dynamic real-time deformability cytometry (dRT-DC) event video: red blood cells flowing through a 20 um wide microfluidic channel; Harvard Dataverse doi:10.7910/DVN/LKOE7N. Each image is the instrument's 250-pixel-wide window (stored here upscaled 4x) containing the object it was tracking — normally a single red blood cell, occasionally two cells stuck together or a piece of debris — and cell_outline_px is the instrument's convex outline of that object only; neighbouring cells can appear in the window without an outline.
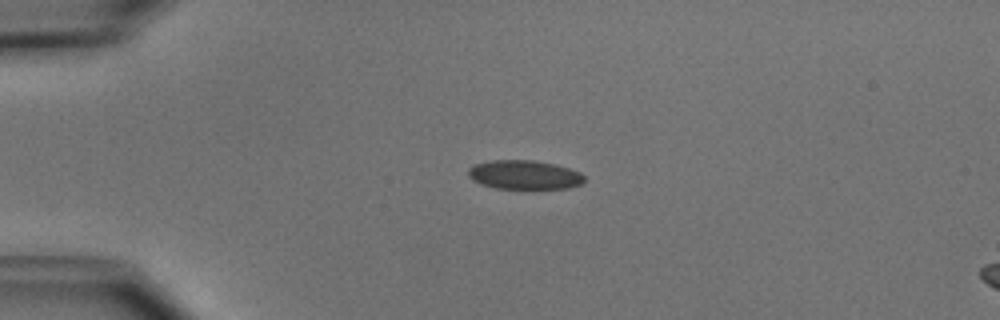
{"species": "common noctule bat (a hibernating species)", "species_latin": "Nyctalus noctula", "temperature_condition": "cold", "stored_images_in_passage": 3, "camera_frame_rate_fps": 3000, "um_per_image_px": 0.085, "animal": {"sex": "male", "body_mass_g": 15.6}, "frame": {"image": 1, "passage_image": 2, "time_ms": 1.333, "image_size_px": [1000, 320], "cell_outline_px": [[584, 180], [580, 184], [568, 188], [496, 188], [480, 184], [472, 180], [468, 176], [468, 168], [472, 164], [492, 160], [532, 160], [556, 164], [580, 172], [584, 176]], "centroid_in_image_um": [44.52, 14.85], "position_along_channel_um": 40.5, "area_um2": 19.65}}